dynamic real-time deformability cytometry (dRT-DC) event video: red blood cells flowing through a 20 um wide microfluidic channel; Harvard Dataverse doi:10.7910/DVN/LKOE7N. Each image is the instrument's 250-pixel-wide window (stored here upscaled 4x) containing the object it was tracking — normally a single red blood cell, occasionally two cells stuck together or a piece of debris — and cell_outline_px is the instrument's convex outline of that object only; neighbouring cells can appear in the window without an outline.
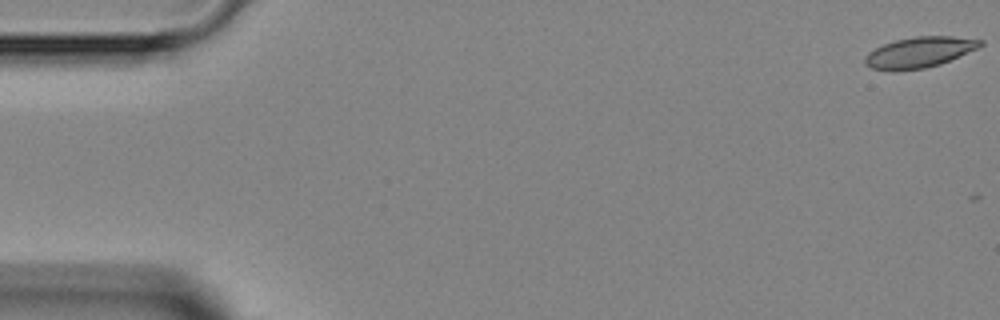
{"species": "Egyptian fruit bat (a non-hibernating species)", "species_latin": "Rousettus aegyptiacus", "temperature_condition": "room temperature", "stored_images_in_passage": 4, "camera_frame_rate_fps": 3000, "um_per_image_px": 0.085, "animal": {"sex": "female"}, "frame": {"image": 1, "passage_image": 1, "time_ms": 0.0, "image_size_px": [1000, 320], "cell_outline_px": [[984, 44], [980, 48], [940, 64], [924, 68], [896, 72], [888, 72], [872, 68], [864, 64], [864, 56], [868, 52], [884, 44], [896, 40], [916, 36], [952, 36], [984, 40]], "centroid_in_image_um": [78.14, 4.46], "position_along_channel_um": 6.9, "area_um2": 20.98}}